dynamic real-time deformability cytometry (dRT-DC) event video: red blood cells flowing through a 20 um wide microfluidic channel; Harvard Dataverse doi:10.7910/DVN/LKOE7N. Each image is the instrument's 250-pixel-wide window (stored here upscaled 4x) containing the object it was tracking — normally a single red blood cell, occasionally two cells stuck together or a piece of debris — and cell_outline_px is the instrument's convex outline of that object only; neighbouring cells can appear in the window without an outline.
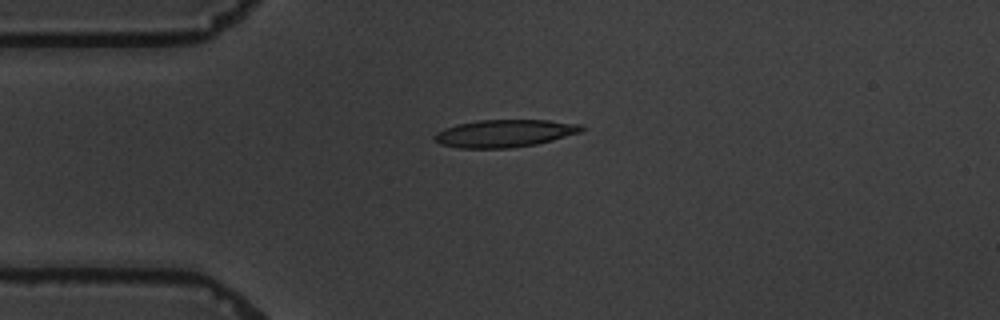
{"species": "common noctule bat (a hibernating species)", "species_latin": "Nyctalus noctula", "temperature_condition": "warm", "stored_images_in_passage": 5, "camera_frame_rate_fps": 3000, "um_per_image_px": 0.085, "animal": {"sex": "male", "body_mass_g": 19.5, "forearm_length_mm": 54.6}, "frame": {"image": 1, "passage_image": 5, "time_ms": 5.667, "image_size_px": [1000, 320], "cell_outline_px": [[588, 128], [580, 132], [552, 140], [536, 144], [508, 148], [460, 148], [440, 144], [432, 136], [436, 132], [444, 128], [456, 124], [476, 120], [548, 120], [584, 124]], "centroid_in_image_um": [42.91, 11.32], "position_along_channel_um": 42.1, "area_um2": 23.76}}